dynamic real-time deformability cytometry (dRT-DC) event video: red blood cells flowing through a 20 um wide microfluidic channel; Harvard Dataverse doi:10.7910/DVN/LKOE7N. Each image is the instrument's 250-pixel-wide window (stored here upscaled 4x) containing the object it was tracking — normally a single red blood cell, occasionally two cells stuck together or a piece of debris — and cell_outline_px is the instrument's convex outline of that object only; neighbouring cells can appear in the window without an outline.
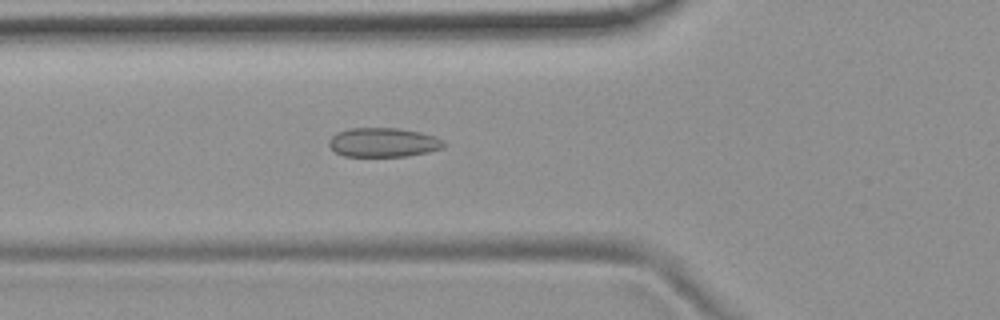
{"species": "common noctule bat (a hibernating species)", "species_latin": "Nyctalus noctula", "temperature_condition": "room temperature", "stored_images_in_passage": 53, "camera_frame_rate_fps": 3000, "um_per_image_px": 0.085, "animal": {"sex": "female", "body_mass_g": 19.9}, "frame": {"image": 1, "passage_image": 19, "time_ms": 6.0, "image_size_px": [1000, 320], "cell_outline_px": [[444, 148], [428, 152], [408, 156], [344, 156], [336, 152], [328, 144], [328, 140], [336, 132], [348, 128], [396, 128], [420, 132], [436, 136], [444, 140]], "centroid_in_image_um": [32.59, 12.1], "position_along_channel_um": 93.2, "area_um2": 19.65}}
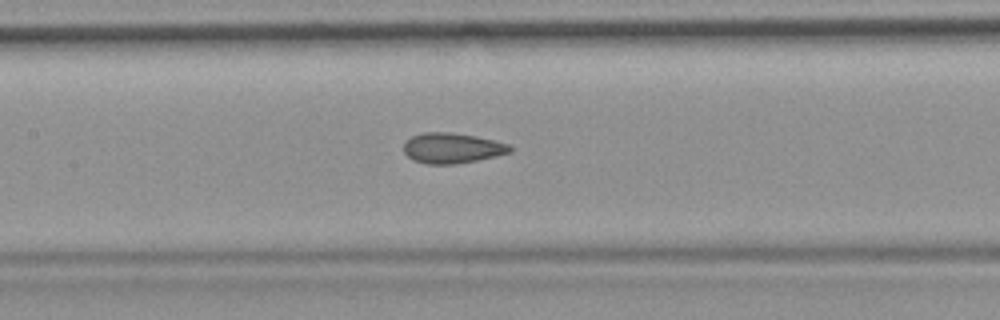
{"frame": {"image": 2, "passage_image": 25, "time_ms": 8.0, "image_size_px": [1000, 320], "cell_outline_px": [[512, 152], [476, 160], [456, 164], [428, 164], [412, 160], [404, 152], [404, 144], [412, 136], [424, 132], [448, 132], [476, 136], [496, 140], [512, 144]], "centroid_in_image_um": [38.46, 12.58], "position_along_channel_um": 168.9, "area_um2": 18.84}}
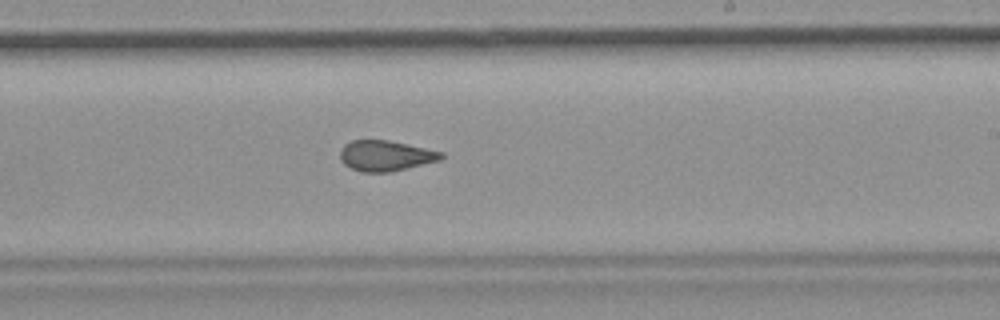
{"frame": {"image": 3, "passage_image": 32, "time_ms": 10.333, "image_size_px": [1000, 320], "cell_outline_px": [[444, 156], [440, 160], [392, 172], [360, 172], [344, 164], [340, 160], [340, 148], [344, 144], [352, 140], [388, 140], [408, 144], [444, 152]], "centroid_in_image_um": [32.77, 13.23], "position_along_channel_um": 256.2, "area_um2": 18.15}, "authors_computed_cell_mechanics": {"area_um2": 18.9006, "velocity_mm_per_s": 3.7663, "shape_relaxation_time_tau1_ms": null, "shape_relaxation_time_tau2_ms": 1.6836, "deformation_change_tau1": null, "deformation_change_tau2": 0.0729}}